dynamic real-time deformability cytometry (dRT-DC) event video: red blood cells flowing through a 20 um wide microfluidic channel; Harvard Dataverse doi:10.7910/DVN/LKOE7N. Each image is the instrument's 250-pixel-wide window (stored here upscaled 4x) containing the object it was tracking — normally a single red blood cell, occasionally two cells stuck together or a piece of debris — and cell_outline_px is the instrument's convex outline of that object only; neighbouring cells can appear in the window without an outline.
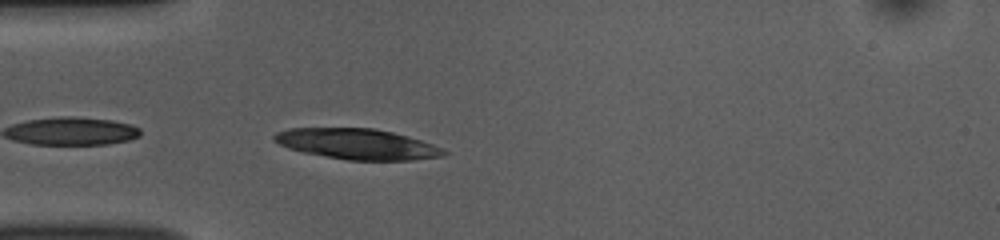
{"species": "common noctule bat (a hibernating species)", "species_latin": "Nyctalus noctula", "temperature_condition": "room temperature", "stored_images_in_passage": 40, "camera_frame_rate_fps": 3000, "um_per_image_px": 0.085, "animal": {"sex": "female", "body_mass_g": 10.0, "forearm_length_mm": 53.1}, "frame": {"image": 1, "passage_image": 2, "time_ms": 0.333, "image_size_px": [1000, 240], "cell_outline_px": [[448, 152], [444, 156], [412, 160], [348, 160], [304, 152], [288, 148], [272, 140], [272, 136], [276, 132], [288, 128], [372, 128], [392, 132], [408, 136], [432, 144]], "centroid_in_image_um": [30.34, 12.24], "position_along_channel_um": 54.7, "area_um2": 30.06}}
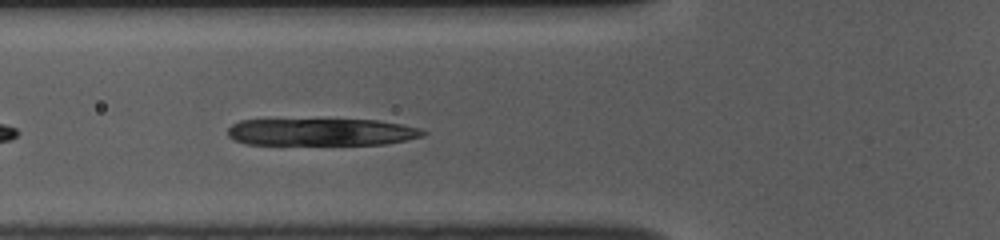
{"frame": {"image": 2, "passage_image": 6, "time_ms": 1.667, "image_size_px": [1000, 240], "cell_outline_px": [[428, 132], [424, 136], [408, 140], [384, 144], [244, 144], [232, 140], [228, 136], [228, 128], [232, 124], [240, 120], [380, 120], [420, 128]], "centroid_in_image_um": [27.33, 11.23], "position_along_channel_um": 98.5, "area_um2": 30.98}}